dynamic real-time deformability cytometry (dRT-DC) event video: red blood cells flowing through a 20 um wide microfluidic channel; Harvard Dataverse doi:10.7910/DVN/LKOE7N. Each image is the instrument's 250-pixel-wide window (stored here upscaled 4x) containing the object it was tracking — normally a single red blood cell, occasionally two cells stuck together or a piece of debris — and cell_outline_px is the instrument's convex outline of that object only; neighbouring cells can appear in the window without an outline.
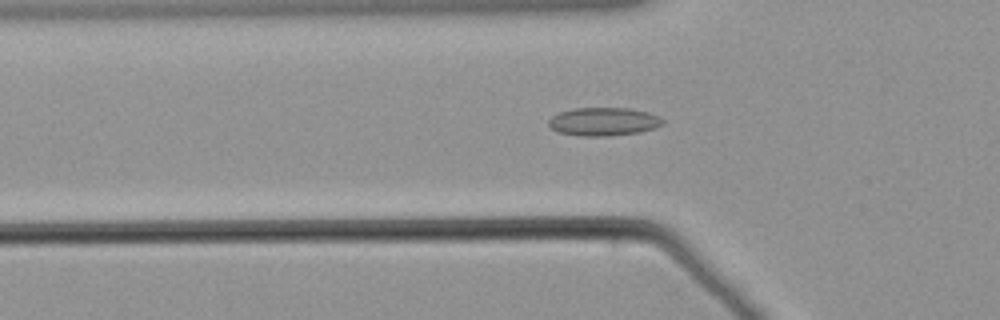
{"species": "common noctule bat (a hibernating species)", "species_latin": "Nyctalus noctula", "temperature_condition": "warm", "stored_images_in_passage": 28, "camera_frame_rate_fps": 3000, "um_per_image_px": 0.085, "animal": {"sex": "male", "body_mass_g": 21.5, "forearm_length_mm": 52.0}, "frame": {"image": 1, "passage_image": 20, "time_ms": 6.333, "image_size_px": [1000, 320], "cell_outline_px": [[664, 124], [640, 132], [608, 136], [580, 136], [556, 132], [548, 124], [548, 120], [552, 116], [560, 112], [572, 108], [628, 108], [648, 112], [660, 116], [664, 120]], "centroid_in_image_um": [51.29, 10.34], "position_along_channel_um": 74.5, "area_um2": 18.9}}
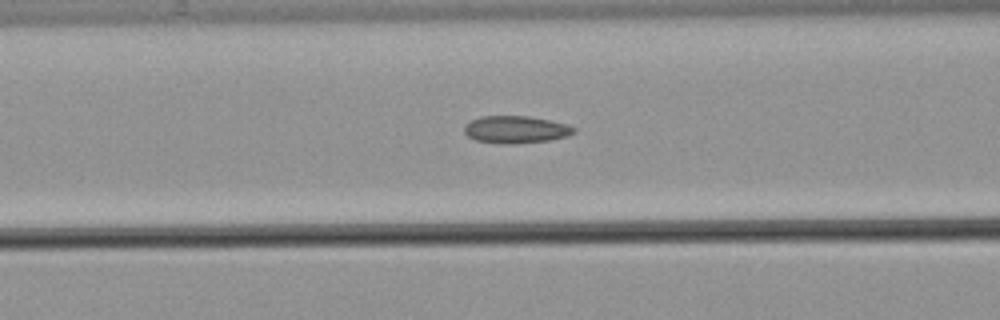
{"frame": {"image": 2, "passage_image": 24, "time_ms": 7.667, "image_size_px": [1000, 320], "cell_outline_px": [[576, 132], [568, 136], [548, 140], [516, 144], [500, 144], [476, 140], [468, 136], [464, 132], [464, 124], [480, 116], [528, 116], [568, 124], [576, 128]], "centroid_in_image_um": [43.84, 11.01], "position_along_channel_um": 122.8, "area_um2": 17.57}}